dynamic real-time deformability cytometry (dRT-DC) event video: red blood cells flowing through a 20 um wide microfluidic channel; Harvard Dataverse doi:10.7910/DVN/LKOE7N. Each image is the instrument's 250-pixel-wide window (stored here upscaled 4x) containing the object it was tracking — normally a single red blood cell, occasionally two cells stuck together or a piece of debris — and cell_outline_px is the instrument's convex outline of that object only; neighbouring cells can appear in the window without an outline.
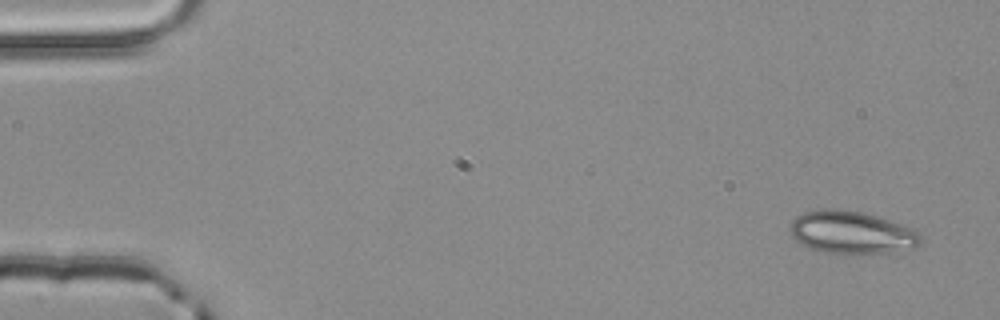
{"species": "common noctule bat (a hibernating species)", "species_latin": "Nyctalus noctula", "temperature_condition": "room temperature", "stored_images_in_passage": 5, "segment_of_instrument_passage": [1, 2], "camera_frame_rate_fps": 3000, "um_per_image_px": 0.085, "animal": {"sex": "male", "body_mass_g": 20.4}, "frame": {"image": 1, "passage_image": 1, "time_ms": 0.0, "image_size_px": [1000, 320], "cell_outline_px": [[920, 244], [912, 248], [892, 252], [868, 256], [840, 256], [808, 248], [796, 240], [792, 236], [788, 228], [792, 220], [796, 216], [804, 212], [820, 208], [840, 208], [864, 212], [912, 228], [920, 236]], "centroid_in_image_um": [72.34, 19.8], "position_along_channel_um": 12.7, "area_um2": 33.58}}